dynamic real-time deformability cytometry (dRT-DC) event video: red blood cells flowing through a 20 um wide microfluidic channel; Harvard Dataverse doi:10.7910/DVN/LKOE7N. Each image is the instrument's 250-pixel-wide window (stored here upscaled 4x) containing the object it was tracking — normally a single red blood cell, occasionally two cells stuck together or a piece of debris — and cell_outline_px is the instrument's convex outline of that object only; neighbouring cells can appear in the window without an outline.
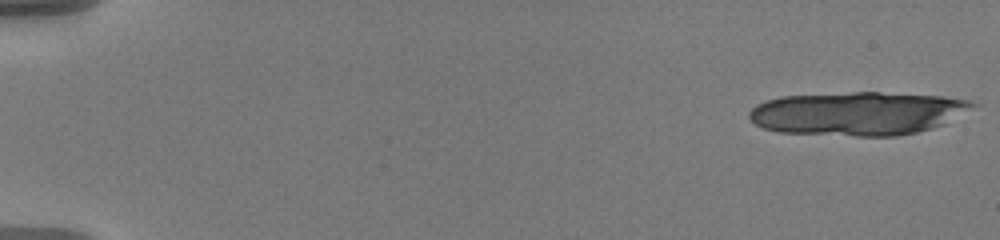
{"species": "human", "species_latin": "Homo sapiens", "temperature_condition": "warm", "stored_images_in_passage": 24, "camera_frame_rate_fps": 3000, "um_per_image_px": 0.085, "donor": {"sex": "male"}, "frame": {"image": 1, "passage_image": 1, "time_ms": 0.0, "image_size_px": [1000, 240], "cell_outline_px": [[980, 104], [944, 124], [932, 128], [916, 132], [896, 136], [856, 136], [780, 132], [764, 128], [756, 124], [748, 116], [748, 112], [756, 104], [780, 96], [852, 92], [880, 92], [944, 96], [972, 100]], "centroid_in_image_um": [72.94, 9.63], "position_along_channel_um": 12.1, "area_um2": 56.82}}
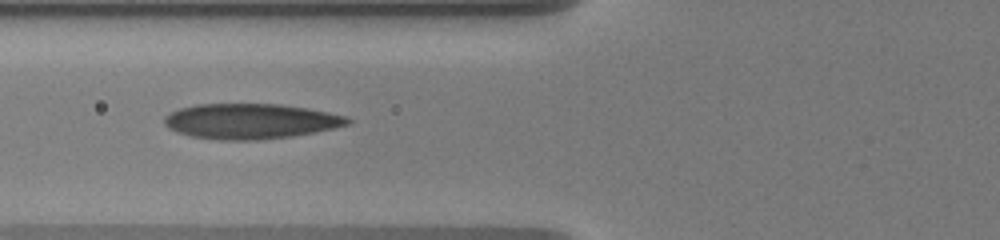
{"frame": {"image": 2, "passage_image": 13, "time_ms": 7.667, "image_size_px": [1000, 240], "cell_outline_px": [[352, 124], [292, 136], [256, 140], [220, 140], [192, 136], [176, 132], [168, 128], [164, 124], [164, 116], [180, 108], [196, 104], [280, 104], [308, 108], [348, 116], [352, 120]], "centroid_in_image_um": [21.3, 10.3], "position_along_channel_um": 104.5, "area_um2": 37.69}}
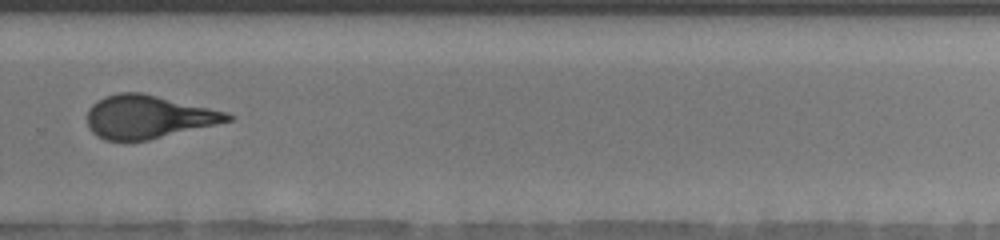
{"frame": {"image": 3, "passage_image": 23, "time_ms": 13.667, "image_size_px": [1000, 240], "cell_outline_px": [[236, 116], [232, 120], [216, 124], [148, 140], [104, 140], [96, 136], [88, 128], [88, 108], [92, 104], [104, 96], [116, 92], [140, 92], [228, 112]], "centroid_in_image_um": [12.57, 9.92], "position_along_channel_um": 317.2, "area_um2": 35.2}}